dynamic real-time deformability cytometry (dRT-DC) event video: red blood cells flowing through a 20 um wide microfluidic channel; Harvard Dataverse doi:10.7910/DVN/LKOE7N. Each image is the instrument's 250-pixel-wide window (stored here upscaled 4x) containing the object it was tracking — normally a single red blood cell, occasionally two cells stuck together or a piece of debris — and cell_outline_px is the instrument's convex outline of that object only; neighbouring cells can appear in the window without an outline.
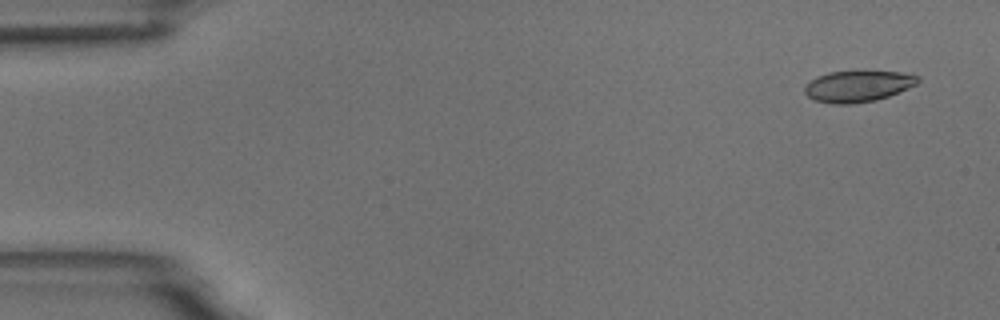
{"species": "common noctule bat (a hibernating species)", "species_latin": "Nyctalus noctula", "temperature_condition": "room temperature", "stored_images_in_passage": 7, "camera_frame_rate_fps": 3000, "um_per_image_px": 0.085, "animal": {"sex": "male", "body_mass_g": 18.8}, "frame": {"image": 1, "passage_image": 1, "time_ms": 0.0, "image_size_px": [1000, 320], "cell_outline_px": [[920, 80], [916, 84], [908, 88], [888, 96], [876, 100], [852, 104], [832, 104], [816, 100], [808, 96], [804, 92], [804, 88], [816, 76], [828, 72], [900, 72], [920, 76]], "centroid_in_image_um": [72.92, 7.34], "position_along_channel_um": 12.1, "area_um2": 20.35}}
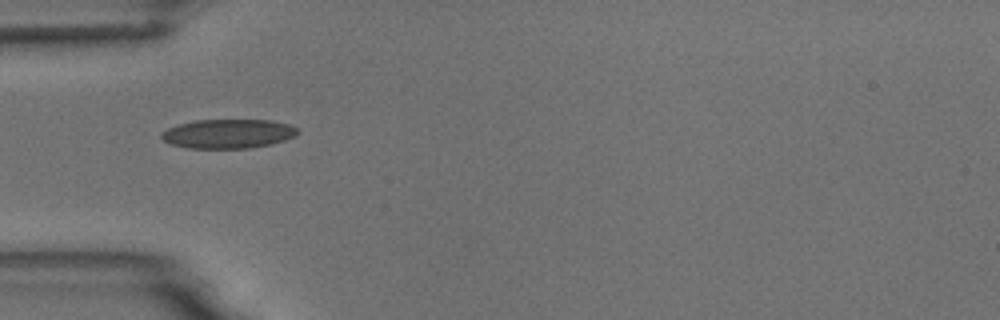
{"frame": {"image": 2, "passage_image": 5, "time_ms": 4.667, "image_size_px": [1000, 320], "cell_outline_px": [[300, 132], [296, 136], [272, 144], [248, 148], [188, 148], [172, 144], [164, 140], [160, 136], [160, 132], [168, 128], [180, 124], [196, 120], [272, 120], [288, 124], [296, 128]], "centroid_in_image_um": [19.41, 11.36], "position_along_channel_um": 65.6, "area_um2": 23.12}}
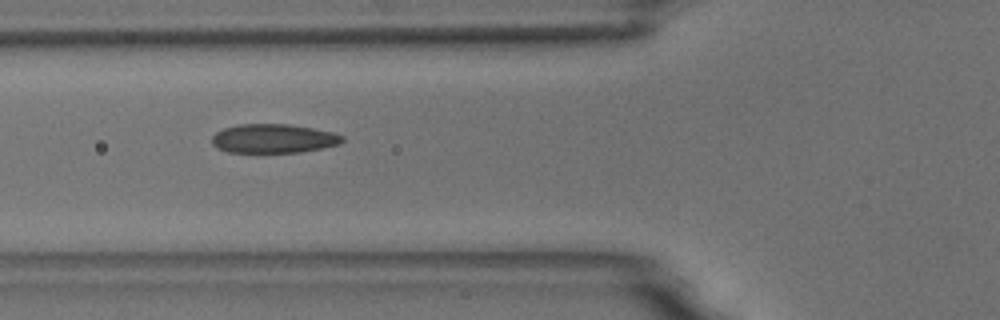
{"frame": {"image": 3, "passage_image": 6, "time_ms": 5.667, "image_size_px": [1000, 320], "cell_outline_px": [[344, 140], [340, 144], [300, 152], [228, 152], [216, 148], [212, 144], [212, 136], [216, 132], [224, 128], [240, 124], [288, 124], [312, 128], [332, 132], [344, 136]], "centroid_in_image_um": [23.23, 11.77], "position_along_channel_um": 102.6, "area_um2": 21.96}}